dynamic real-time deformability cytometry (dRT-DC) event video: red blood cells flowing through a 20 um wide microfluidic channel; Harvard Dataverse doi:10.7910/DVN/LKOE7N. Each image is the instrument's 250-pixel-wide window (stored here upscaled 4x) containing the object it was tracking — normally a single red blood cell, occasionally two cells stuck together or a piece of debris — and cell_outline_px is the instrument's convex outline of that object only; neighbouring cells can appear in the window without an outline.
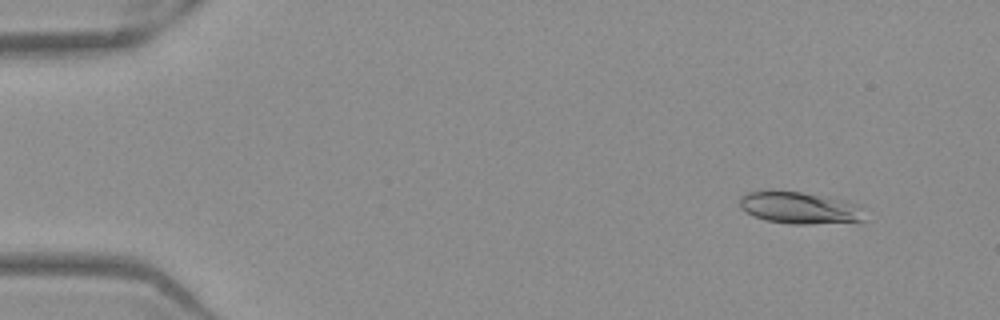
{"species": "Egyptian fruit bat (a non-hibernating species)", "species_latin": "Rousettus aegyptiacus", "temperature_condition": "warm", "stored_images_in_passage": 52, "camera_frame_rate_fps": 3000, "um_per_image_px": 0.085, "frame": {"image": 1, "passage_image": 5, "time_ms": 1.333, "image_size_px": [1000, 320], "cell_outline_px": [[864, 220], [808, 224], [792, 224], [764, 220], [752, 216], [740, 208], [740, 196], [748, 192], [768, 188], [800, 192], [856, 204]], "centroid_in_image_um": [67.76, 17.64], "position_along_channel_um": 17.2, "area_um2": 22.95}}
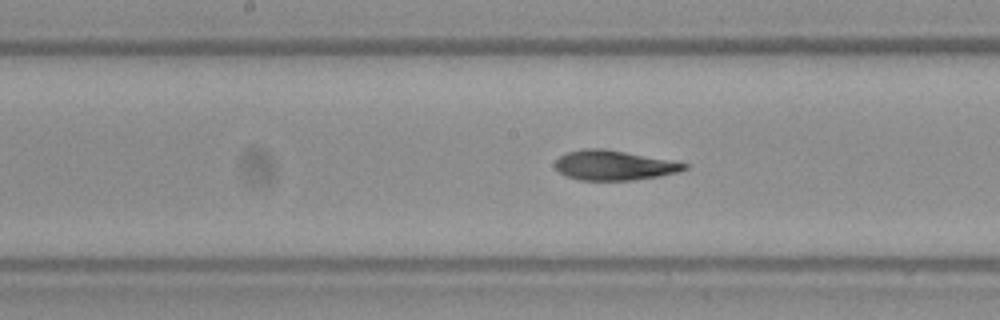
{"frame": {"image": 2, "passage_image": 27, "time_ms": 8.667, "image_size_px": [1000, 320], "cell_outline_px": [[688, 168], [676, 172], [660, 176], [632, 180], [580, 180], [564, 176], [556, 168], [556, 160], [564, 152], [584, 148], [604, 148], [688, 164]], "centroid_in_image_um": [52.12, 14.05], "position_along_channel_um": 196.1, "area_um2": 22.25}}
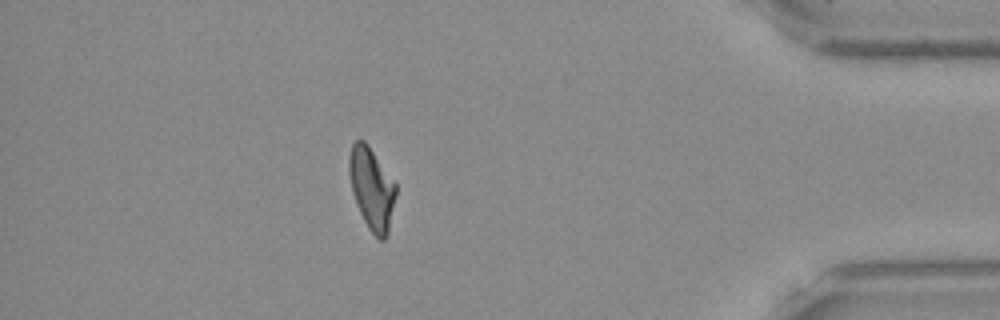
{"frame": {"image": 3, "passage_image": 46, "time_ms": 15.0, "image_size_px": [1000, 320], "cell_outline_px": [[396, 196], [388, 232], [384, 240], [380, 240], [368, 228], [356, 204], [352, 192], [348, 172], [348, 156], [352, 144], [356, 140], [364, 140], [368, 144], [396, 184]], "centroid_in_image_um": [31.58, 16.0], "position_along_channel_um": 403.6, "area_um2": 22.31}, "authors_computed_cell_mechanics": {"area_um2": 22.6576, "velocity_mm_per_s": 3.9342, "shape_relaxation_time_tau1_ms": 6.5717, "shape_relaxation_time_tau2_ms": 2.0498, "deformation_change_tau1": 0.2087, "deformation_change_tau2": 0.0917}}